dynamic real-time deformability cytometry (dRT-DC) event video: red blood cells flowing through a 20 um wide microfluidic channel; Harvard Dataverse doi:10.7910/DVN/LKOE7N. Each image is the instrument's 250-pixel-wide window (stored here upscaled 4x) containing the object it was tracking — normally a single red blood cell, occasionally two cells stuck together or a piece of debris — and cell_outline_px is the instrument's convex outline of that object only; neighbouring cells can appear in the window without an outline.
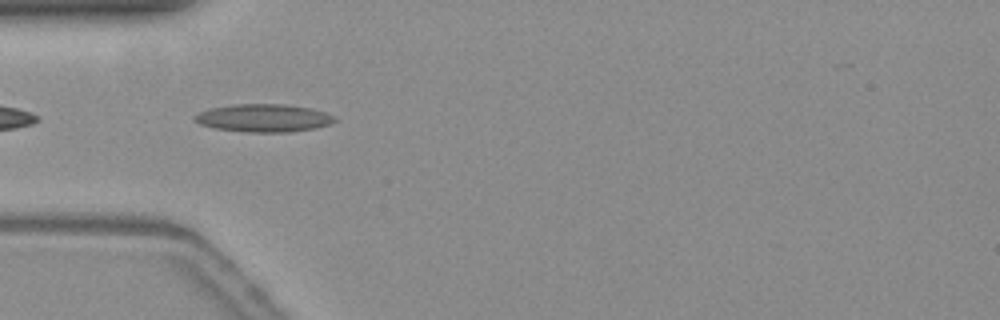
{"species": "common noctule bat (a hibernating species)", "species_latin": "Nyctalus noctula", "temperature_condition": "warm", "stored_images_in_passage": 11, "camera_frame_rate_fps": 3000, "um_per_image_px": 0.085, "animal": {"sex": "female", "body_mass_g": 19.3, "forearm_length_mm": 54.1}, "frame": {"image": 1, "passage_image": 2, "time_ms": 0.333, "image_size_px": [1000, 320], "cell_outline_px": [[336, 120], [332, 124], [316, 128], [288, 132], [244, 132], [216, 128], [200, 124], [192, 120], [192, 116], [200, 112], [212, 108], [236, 104], [284, 104], [312, 108], [336, 116]], "centroid_in_image_um": [22.43, 10.03], "position_along_channel_um": 62.6, "area_um2": 22.83}}
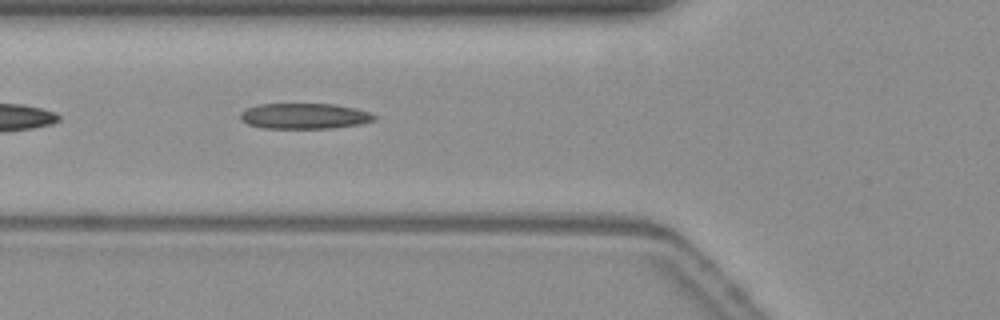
{"frame": {"image": 2, "passage_image": 5, "time_ms": 1.333, "image_size_px": [1000, 320], "cell_outline_px": [[376, 116], [372, 120], [360, 124], [332, 128], [264, 128], [248, 124], [240, 120], [240, 112], [248, 108], [260, 104], [332, 104], [356, 108], [372, 112]], "centroid_in_image_um": [25.87, 9.86], "position_along_channel_um": 99.9, "area_um2": 19.94}}